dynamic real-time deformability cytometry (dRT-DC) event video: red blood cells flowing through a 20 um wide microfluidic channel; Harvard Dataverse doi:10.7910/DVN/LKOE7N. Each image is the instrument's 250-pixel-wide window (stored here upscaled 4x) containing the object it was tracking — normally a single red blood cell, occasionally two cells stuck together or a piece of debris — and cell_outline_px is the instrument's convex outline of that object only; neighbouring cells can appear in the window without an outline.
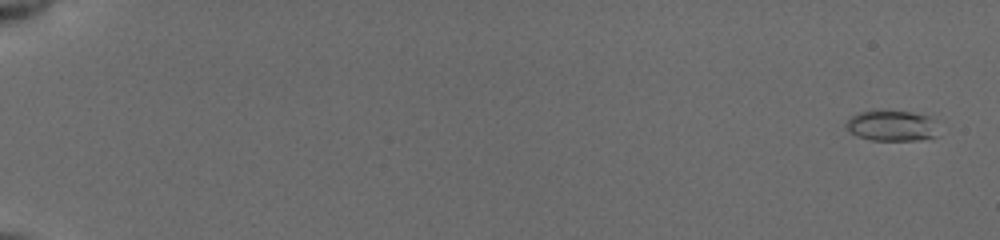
{"species": "common noctule bat (a hibernating species)", "species_latin": "Nyctalus noctula", "temperature_condition": "cold", "stored_images_in_passage": 55, "camera_frame_rate_fps": 3000, "um_per_image_px": 0.085, "animal": {"sex": "female", "body_mass_g": 19.5, "forearm_length_mm": 54.1}, "frame": {"image": 1, "passage_image": 2, "time_ms": 0.333, "image_size_px": [1000, 240], "cell_outline_px": [[936, 136], [916, 140], [872, 140], [856, 136], [844, 124], [852, 116], [860, 112], [872, 108], [912, 112], [928, 116]], "centroid_in_image_um": [75.68, 10.65], "position_along_channel_um": 9.3, "area_um2": 16.36}}
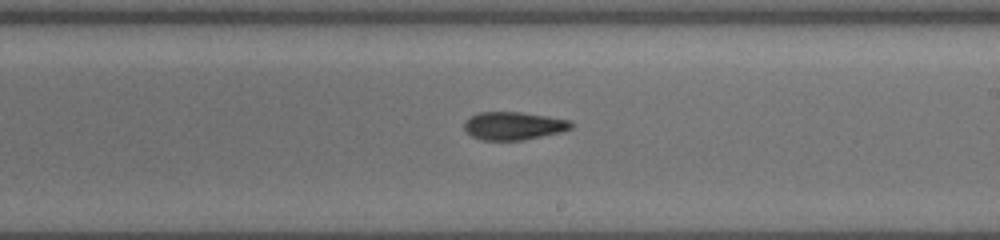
{"frame": {"image": 2, "passage_image": 35, "time_ms": 11.333, "image_size_px": [1000, 240], "cell_outline_px": [[572, 128], [560, 132], [524, 140], [480, 140], [472, 136], [464, 128], [464, 124], [472, 116], [480, 112], [520, 112], [548, 116], [572, 120]], "centroid_in_image_um": [43.69, 10.69], "position_along_channel_um": 245.3, "area_um2": 17.34}}
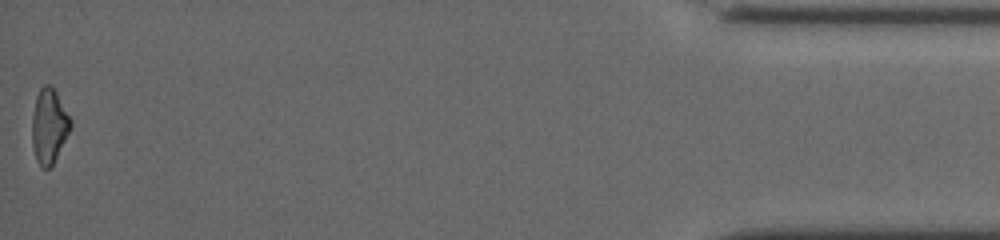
{"frame": {"image": 3, "passage_image": 55, "time_ms": 18.0, "image_size_px": [1000, 240], "cell_outline_px": [[72, 124], [52, 168], [40, 168], [36, 160], [32, 144], [32, 116], [36, 96], [40, 88], [44, 84], [48, 84], [56, 92], [72, 120]], "centroid_in_image_um": [4.16, 10.75], "position_along_channel_um": 431.0, "area_um2": 16.82}, "authors_computed_cell_mechanics": {"area_um2": 16.9354, "velocity_mm_per_s": 3.9539, "shape_relaxation_time_tau1_ms": 2.8207, "shape_relaxation_time_tau2_ms": 5.0071, "deformation_change_tau1": 0.1171, "deformation_change_tau2": 0.1259}}